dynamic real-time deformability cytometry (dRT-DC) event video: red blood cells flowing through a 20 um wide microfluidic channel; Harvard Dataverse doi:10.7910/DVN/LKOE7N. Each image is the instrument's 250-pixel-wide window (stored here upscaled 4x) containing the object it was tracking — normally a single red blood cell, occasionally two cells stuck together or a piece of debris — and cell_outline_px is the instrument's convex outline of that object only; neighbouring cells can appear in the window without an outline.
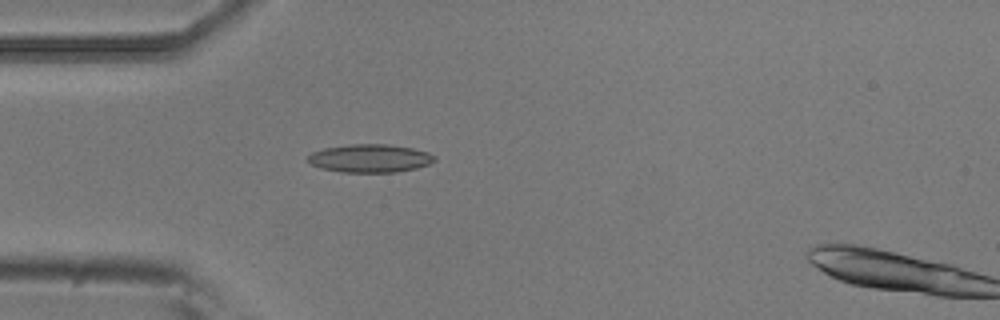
{"species": "common noctule bat (a hibernating species)", "species_latin": "Nyctalus noctula", "temperature_condition": "room temperature", "stored_images_in_passage": 6, "camera_frame_rate_fps": 3000, "um_per_image_px": 0.085, "animal": {"sex": "male", "body_mass_g": 20.5, "forearm_length_mm": 52.5}, "frame": {"image": 1, "passage_image": 5, "time_ms": 4.667, "image_size_px": [1000, 320], "cell_outline_px": [[436, 160], [428, 164], [416, 168], [396, 172], [340, 172], [320, 168], [304, 160], [312, 152], [324, 148], [348, 144], [388, 144], [412, 148], [428, 152], [436, 156]], "centroid_in_image_um": [31.42, 13.45], "position_along_channel_um": 53.6, "area_um2": 20.92}}